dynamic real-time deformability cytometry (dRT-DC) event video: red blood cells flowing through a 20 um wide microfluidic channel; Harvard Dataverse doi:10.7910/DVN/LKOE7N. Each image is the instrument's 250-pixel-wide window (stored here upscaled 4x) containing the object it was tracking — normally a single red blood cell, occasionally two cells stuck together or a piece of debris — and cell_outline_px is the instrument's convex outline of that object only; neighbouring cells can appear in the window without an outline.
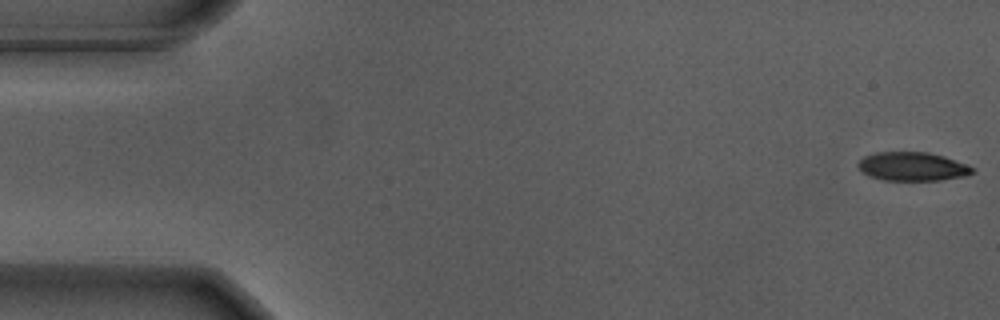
{"species": "Egyptian fruit bat (a non-hibernating species)", "species_latin": "Rousettus aegyptiacus", "temperature_condition": "warm", "stored_images_in_passage": 11, "camera_frame_rate_fps": 3000, "um_per_image_px": 0.085, "animal": {"sex": "male"}, "frame": {"image": 1, "passage_image": 1, "time_ms": 0.0, "image_size_px": [1000, 320], "cell_outline_px": [[972, 172], [964, 176], [940, 180], [884, 180], [868, 176], [860, 172], [856, 164], [864, 156], [876, 152], [928, 152], [944, 156], [964, 164], [972, 168]], "centroid_in_image_um": [77.46, 14.15], "position_along_channel_um": 7.5, "area_um2": 19.02}}